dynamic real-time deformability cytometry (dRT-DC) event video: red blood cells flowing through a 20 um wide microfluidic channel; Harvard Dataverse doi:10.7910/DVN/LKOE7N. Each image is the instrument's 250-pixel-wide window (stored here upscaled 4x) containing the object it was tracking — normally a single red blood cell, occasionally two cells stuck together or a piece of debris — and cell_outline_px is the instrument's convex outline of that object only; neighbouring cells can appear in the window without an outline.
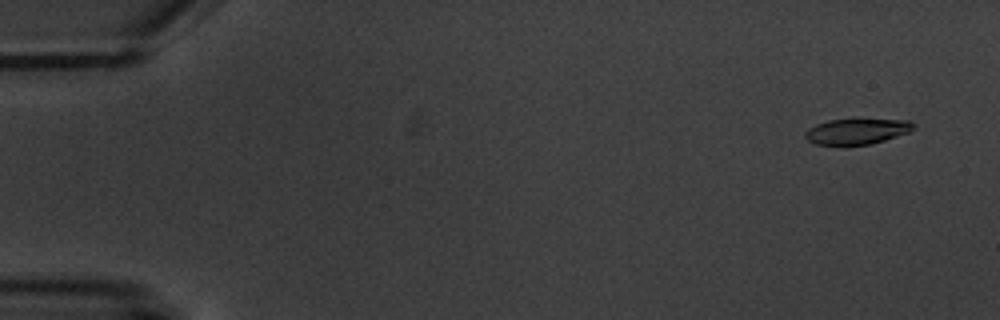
{"species": "common noctule bat (a hibernating species)", "species_latin": "Nyctalus noctula", "temperature_condition": "warm", "stored_images_in_passage": 6, "camera_frame_rate_fps": 3000, "um_per_image_px": 0.085, "animal": {"sex": "male", "body_mass_g": 20.1, "forearm_length_mm": 53.5}, "frame": {"image": 1, "passage_image": 1, "time_ms": 0.0, "image_size_px": [1000, 320], "cell_outline_px": [[916, 124], [908, 132], [872, 144], [844, 148], [816, 144], [808, 140], [804, 136], [804, 132], [808, 128], [816, 124], [828, 120], [852, 116], [856, 116], [908, 120]], "centroid_in_image_um": [72.79, 11.14], "position_along_channel_um": 12.2, "area_um2": 17.74}}
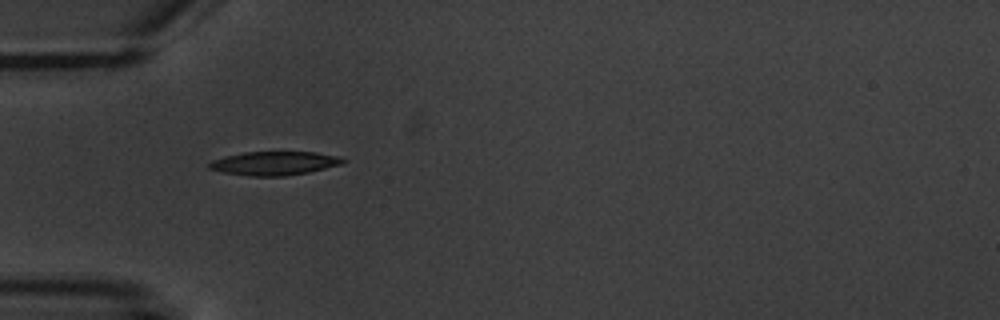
{"frame": {"image": 2, "passage_image": 5, "time_ms": 5.0, "image_size_px": [1000, 320], "cell_outline_px": [[348, 160], [344, 164], [308, 172], [284, 176], [248, 176], [224, 172], [208, 168], [208, 164], [212, 160], [224, 156], [244, 152], [316, 152], [340, 156]], "centroid_in_image_um": [23.36, 13.87], "position_along_channel_um": 61.6, "area_um2": 18.61}}